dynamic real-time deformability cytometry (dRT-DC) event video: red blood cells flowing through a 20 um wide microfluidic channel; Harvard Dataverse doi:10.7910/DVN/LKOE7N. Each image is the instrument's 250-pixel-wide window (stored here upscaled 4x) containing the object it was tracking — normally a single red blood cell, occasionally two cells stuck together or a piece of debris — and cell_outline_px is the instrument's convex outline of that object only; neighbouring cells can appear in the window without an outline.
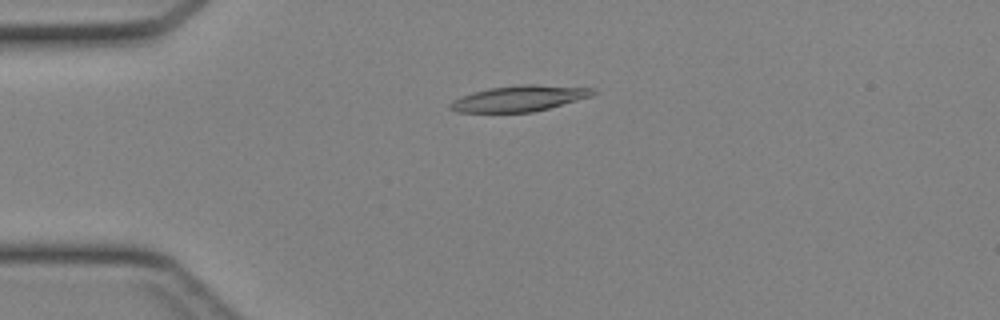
{"species": "Egyptian fruit bat (a non-hibernating species)", "species_latin": "Rousettus aegyptiacus", "temperature_condition": "cold", "stored_images_in_passage": 5, "camera_frame_rate_fps": 3000, "um_per_image_px": 0.085, "animal": {"sex": "female"}, "frame": {"image": 1, "passage_image": 2, "time_ms": 0.333, "image_size_px": [1000, 320], "cell_outline_px": [[600, 92], [592, 96], [548, 108], [532, 112], [456, 112], [448, 108], [448, 104], [452, 100], [460, 96], [472, 92], [488, 88], [516, 84], [536, 84], [596, 88]], "centroid_in_image_um": [44.14, 8.35], "position_along_channel_um": 40.9, "area_um2": 21.85}}